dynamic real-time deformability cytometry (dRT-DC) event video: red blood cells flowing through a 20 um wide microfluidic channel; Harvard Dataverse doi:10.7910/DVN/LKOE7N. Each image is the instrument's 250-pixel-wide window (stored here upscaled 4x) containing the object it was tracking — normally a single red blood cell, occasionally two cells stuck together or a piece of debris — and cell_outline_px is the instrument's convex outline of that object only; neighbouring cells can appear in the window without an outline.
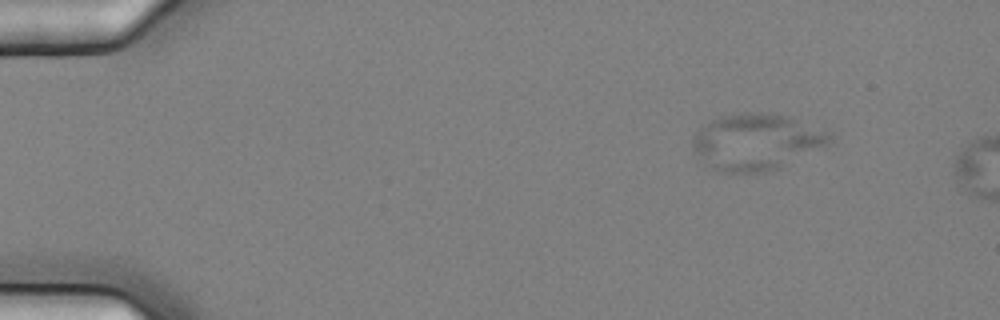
{"species": "common noctule bat (a hibernating species)", "species_latin": "Nyctalus noctula", "temperature_condition": "cold", "stored_images_in_passage": 7, "camera_frame_rate_fps": 3000, "um_per_image_px": 0.085, "animal": {"sex": "female", "body_mass_g": 25.1}, "frame": {"image": 1, "passage_image": 3, "time_ms": 0.667, "image_size_px": [1000, 320], "cell_outline_px": [[832, 140], [828, 144], [780, 168], [764, 172], [720, 172], [704, 168], [692, 144], [696, 132], [700, 124], [720, 116], [748, 112], [788, 116], [832, 132]], "centroid_in_image_um": [64.25, 12.07], "position_along_channel_um": 20.8, "area_um2": 45.26}}